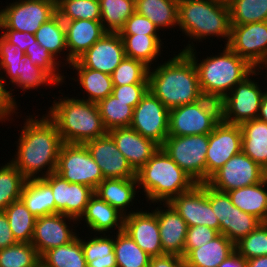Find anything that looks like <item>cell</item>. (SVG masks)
<instances>
[{"instance_id":"1","label":"cell","mask_w":267,"mask_h":267,"mask_svg":"<svg viewBox=\"0 0 267 267\" xmlns=\"http://www.w3.org/2000/svg\"><path fill=\"white\" fill-rule=\"evenodd\" d=\"M18 139L15 159L11 162L26 179L42 178L54 173L57 168L59 152L63 144L57 125L47 116L24 122ZM46 172L37 174L44 169Z\"/></svg>"},{"instance_id":"2","label":"cell","mask_w":267,"mask_h":267,"mask_svg":"<svg viewBox=\"0 0 267 267\" xmlns=\"http://www.w3.org/2000/svg\"><path fill=\"white\" fill-rule=\"evenodd\" d=\"M159 65L154 70L149 68L148 90L168 110L197 102L204 97L195 64L185 52L181 51Z\"/></svg>"},{"instance_id":"3","label":"cell","mask_w":267,"mask_h":267,"mask_svg":"<svg viewBox=\"0 0 267 267\" xmlns=\"http://www.w3.org/2000/svg\"><path fill=\"white\" fill-rule=\"evenodd\" d=\"M193 46L191 43L188 44L182 52H185L195 64L200 90L204 97L221 101L238 83L254 71L253 66L227 45L219 55L207 57L198 63Z\"/></svg>"},{"instance_id":"4","label":"cell","mask_w":267,"mask_h":267,"mask_svg":"<svg viewBox=\"0 0 267 267\" xmlns=\"http://www.w3.org/2000/svg\"><path fill=\"white\" fill-rule=\"evenodd\" d=\"M49 109L47 116L57 125L63 143L85 144L108 133L97 103L64 97Z\"/></svg>"},{"instance_id":"5","label":"cell","mask_w":267,"mask_h":267,"mask_svg":"<svg viewBox=\"0 0 267 267\" xmlns=\"http://www.w3.org/2000/svg\"><path fill=\"white\" fill-rule=\"evenodd\" d=\"M136 178L148 201L160 202V205L190 191L197 184L161 147L136 172Z\"/></svg>"},{"instance_id":"6","label":"cell","mask_w":267,"mask_h":267,"mask_svg":"<svg viewBox=\"0 0 267 267\" xmlns=\"http://www.w3.org/2000/svg\"><path fill=\"white\" fill-rule=\"evenodd\" d=\"M178 25L190 39L231 36L230 8L227 0H179Z\"/></svg>"},{"instance_id":"7","label":"cell","mask_w":267,"mask_h":267,"mask_svg":"<svg viewBox=\"0 0 267 267\" xmlns=\"http://www.w3.org/2000/svg\"><path fill=\"white\" fill-rule=\"evenodd\" d=\"M220 122V101L203 97L197 102L169 110L168 136L209 134Z\"/></svg>"},{"instance_id":"8","label":"cell","mask_w":267,"mask_h":267,"mask_svg":"<svg viewBox=\"0 0 267 267\" xmlns=\"http://www.w3.org/2000/svg\"><path fill=\"white\" fill-rule=\"evenodd\" d=\"M208 134L167 136L160 146L197 184L206 183Z\"/></svg>"},{"instance_id":"9","label":"cell","mask_w":267,"mask_h":267,"mask_svg":"<svg viewBox=\"0 0 267 267\" xmlns=\"http://www.w3.org/2000/svg\"><path fill=\"white\" fill-rule=\"evenodd\" d=\"M55 172L69 183L83 184L94 191L105 179L85 144L63 143Z\"/></svg>"},{"instance_id":"10","label":"cell","mask_w":267,"mask_h":267,"mask_svg":"<svg viewBox=\"0 0 267 267\" xmlns=\"http://www.w3.org/2000/svg\"><path fill=\"white\" fill-rule=\"evenodd\" d=\"M56 13V0H18L0 10V29L35 34Z\"/></svg>"},{"instance_id":"11","label":"cell","mask_w":267,"mask_h":267,"mask_svg":"<svg viewBox=\"0 0 267 267\" xmlns=\"http://www.w3.org/2000/svg\"><path fill=\"white\" fill-rule=\"evenodd\" d=\"M256 73L259 75V72L254 70L220 101L221 121L240 125L257 118L264 92L260 90L258 82L250 79V76H256Z\"/></svg>"},{"instance_id":"12","label":"cell","mask_w":267,"mask_h":267,"mask_svg":"<svg viewBox=\"0 0 267 267\" xmlns=\"http://www.w3.org/2000/svg\"><path fill=\"white\" fill-rule=\"evenodd\" d=\"M267 172L242 151L232 156L206 182L210 187L228 192L260 183Z\"/></svg>"},{"instance_id":"13","label":"cell","mask_w":267,"mask_h":267,"mask_svg":"<svg viewBox=\"0 0 267 267\" xmlns=\"http://www.w3.org/2000/svg\"><path fill=\"white\" fill-rule=\"evenodd\" d=\"M169 110L149 90L133 109L130 128L162 145L169 133Z\"/></svg>"},{"instance_id":"14","label":"cell","mask_w":267,"mask_h":267,"mask_svg":"<svg viewBox=\"0 0 267 267\" xmlns=\"http://www.w3.org/2000/svg\"><path fill=\"white\" fill-rule=\"evenodd\" d=\"M184 219L188 227L205 225L220 233V223L209 202V185L196 184L190 191L168 202Z\"/></svg>"},{"instance_id":"15","label":"cell","mask_w":267,"mask_h":267,"mask_svg":"<svg viewBox=\"0 0 267 267\" xmlns=\"http://www.w3.org/2000/svg\"><path fill=\"white\" fill-rule=\"evenodd\" d=\"M209 146L206 155V182L232 156L242 151V130L240 125L221 121L208 134Z\"/></svg>"},{"instance_id":"16","label":"cell","mask_w":267,"mask_h":267,"mask_svg":"<svg viewBox=\"0 0 267 267\" xmlns=\"http://www.w3.org/2000/svg\"><path fill=\"white\" fill-rule=\"evenodd\" d=\"M227 46L255 68L267 59V21L231 25Z\"/></svg>"},{"instance_id":"17","label":"cell","mask_w":267,"mask_h":267,"mask_svg":"<svg viewBox=\"0 0 267 267\" xmlns=\"http://www.w3.org/2000/svg\"><path fill=\"white\" fill-rule=\"evenodd\" d=\"M42 179L52 189L55 214L61 213L79 220L86 210L87 203L94 195V190L83 184L69 183L56 172Z\"/></svg>"},{"instance_id":"18","label":"cell","mask_w":267,"mask_h":267,"mask_svg":"<svg viewBox=\"0 0 267 267\" xmlns=\"http://www.w3.org/2000/svg\"><path fill=\"white\" fill-rule=\"evenodd\" d=\"M85 146L105 179L136 178V172L108 133L86 142Z\"/></svg>"},{"instance_id":"19","label":"cell","mask_w":267,"mask_h":267,"mask_svg":"<svg viewBox=\"0 0 267 267\" xmlns=\"http://www.w3.org/2000/svg\"><path fill=\"white\" fill-rule=\"evenodd\" d=\"M66 220L78 222L77 219L61 213L36 218L31 244L40 257L52 248L70 243L79 235L72 231L74 229L70 230Z\"/></svg>"},{"instance_id":"20","label":"cell","mask_w":267,"mask_h":267,"mask_svg":"<svg viewBox=\"0 0 267 267\" xmlns=\"http://www.w3.org/2000/svg\"><path fill=\"white\" fill-rule=\"evenodd\" d=\"M126 57L119 33L107 32L77 60L85 67L111 75Z\"/></svg>"},{"instance_id":"21","label":"cell","mask_w":267,"mask_h":267,"mask_svg":"<svg viewBox=\"0 0 267 267\" xmlns=\"http://www.w3.org/2000/svg\"><path fill=\"white\" fill-rule=\"evenodd\" d=\"M123 230L149 256L163 255L159 225L155 210L151 212L129 211L124 216Z\"/></svg>"},{"instance_id":"22","label":"cell","mask_w":267,"mask_h":267,"mask_svg":"<svg viewBox=\"0 0 267 267\" xmlns=\"http://www.w3.org/2000/svg\"><path fill=\"white\" fill-rule=\"evenodd\" d=\"M108 134L135 172L139 171L160 148L156 142L143 137L130 127L112 129Z\"/></svg>"},{"instance_id":"23","label":"cell","mask_w":267,"mask_h":267,"mask_svg":"<svg viewBox=\"0 0 267 267\" xmlns=\"http://www.w3.org/2000/svg\"><path fill=\"white\" fill-rule=\"evenodd\" d=\"M66 29L67 64L77 60L107 31L100 20L63 21Z\"/></svg>"},{"instance_id":"24","label":"cell","mask_w":267,"mask_h":267,"mask_svg":"<svg viewBox=\"0 0 267 267\" xmlns=\"http://www.w3.org/2000/svg\"><path fill=\"white\" fill-rule=\"evenodd\" d=\"M164 205H166V210L162 207L154 209L157 215L163 253L184 257L188 225L169 203H163Z\"/></svg>"},{"instance_id":"25","label":"cell","mask_w":267,"mask_h":267,"mask_svg":"<svg viewBox=\"0 0 267 267\" xmlns=\"http://www.w3.org/2000/svg\"><path fill=\"white\" fill-rule=\"evenodd\" d=\"M82 219H85L87 227L96 234H105L113 228H117V232L123 230L124 215L95 194L90 198L84 214L78 221Z\"/></svg>"},{"instance_id":"26","label":"cell","mask_w":267,"mask_h":267,"mask_svg":"<svg viewBox=\"0 0 267 267\" xmlns=\"http://www.w3.org/2000/svg\"><path fill=\"white\" fill-rule=\"evenodd\" d=\"M235 251V244L223 234L201 247L191 249L184 257L188 267H218Z\"/></svg>"},{"instance_id":"27","label":"cell","mask_w":267,"mask_h":267,"mask_svg":"<svg viewBox=\"0 0 267 267\" xmlns=\"http://www.w3.org/2000/svg\"><path fill=\"white\" fill-rule=\"evenodd\" d=\"M135 188H140L137 178L104 179L96 187L94 194L127 216L126 207H129L131 202L134 203L137 190Z\"/></svg>"},{"instance_id":"28","label":"cell","mask_w":267,"mask_h":267,"mask_svg":"<svg viewBox=\"0 0 267 267\" xmlns=\"http://www.w3.org/2000/svg\"><path fill=\"white\" fill-rule=\"evenodd\" d=\"M242 152L267 172V123L258 118L240 124Z\"/></svg>"},{"instance_id":"29","label":"cell","mask_w":267,"mask_h":267,"mask_svg":"<svg viewBox=\"0 0 267 267\" xmlns=\"http://www.w3.org/2000/svg\"><path fill=\"white\" fill-rule=\"evenodd\" d=\"M267 176L251 186L228 191L231 202L245 213L252 214L264 222L267 218Z\"/></svg>"},{"instance_id":"30","label":"cell","mask_w":267,"mask_h":267,"mask_svg":"<svg viewBox=\"0 0 267 267\" xmlns=\"http://www.w3.org/2000/svg\"><path fill=\"white\" fill-rule=\"evenodd\" d=\"M20 199L36 218L55 214L52 189L42 178L27 179Z\"/></svg>"},{"instance_id":"31","label":"cell","mask_w":267,"mask_h":267,"mask_svg":"<svg viewBox=\"0 0 267 267\" xmlns=\"http://www.w3.org/2000/svg\"><path fill=\"white\" fill-rule=\"evenodd\" d=\"M70 65L78 72L76 76L80 87L88 93V98H82V100L98 103L112 94L113 82L111 75L85 68L78 60L73 61Z\"/></svg>"},{"instance_id":"32","label":"cell","mask_w":267,"mask_h":267,"mask_svg":"<svg viewBox=\"0 0 267 267\" xmlns=\"http://www.w3.org/2000/svg\"><path fill=\"white\" fill-rule=\"evenodd\" d=\"M178 1L135 0V9L138 14L147 17L158 29L173 28L178 25Z\"/></svg>"},{"instance_id":"33","label":"cell","mask_w":267,"mask_h":267,"mask_svg":"<svg viewBox=\"0 0 267 267\" xmlns=\"http://www.w3.org/2000/svg\"><path fill=\"white\" fill-rule=\"evenodd\" d=\"M128 58L144 62L151 66L161 55L162 41L159 35H120ZM161 42V43H160Z\"/></svg>"},{"instance_id":"34","label":"cell","mask_w":267,"mask_h":267,"mask_svg":"<svg viewBox=\"0 0 267 267\" xmlns=\"http://www.w3.org/2000/svg\"><path fill=\"white\" fill-rule=\"evenodd\" d=\"M78 237L66 245L46 251L40 257V263L44 267H87L81 238Z\"/></svg>"},{"instance_id":"35","label":"cell","mask_w":267,"mask_h":267,"mask_svg":"<svg viewBox=\"0 0 267 267\" xmlns=\"http://www.w3.org/2000/svg\"><path fill=\"white\" fill-rule=\"evenodd\" d=\"M81 239L82 250L87 267H117L114 253V238L103 234L99 237ZM112 238V239H111Z\"/></svg>"},{"instance_id":"36","label":"cell","mask_w":267,"mask_h":267,"mask_svg":"<svg viewBox=\"0 0 267 267\" xmlns=\"http://www.w3.org/2000/svg\"><path fill=\"white\" fill-rule=\"evenodd\" d=\"M97 105L107 131L130 127L133 119V108L130 106V102H123L110 94L100 100Z\"/></svg>"},{"instance_id":"37","label":"cell","mask_w":267,"mask_h":267,"mask_svg":"<svg viewBox=\"0 0 267 267\" xmlns=\"http://www.w3.org/2000/svg\"><path fill=\"white\" fill-rule=\"evenodd\" d=\"M4 213L17 242L31 243L36 217L26 208L21 199L12 202Z\"/></svg>"},{"instance_id":"38","label":"cell","mask_w":267,"mask_h":267,"mask_svg":"<svg viewBox=\"0 0 267 267\" xmlns=\"http://www.w3.org/2000/svg\"><path fill=\"white\" fill-rule=\"evenodd\" d=\"M116 234L114 253L117 267H148L151 256L144 252L124 230Z\"/></svg>"},{"instance_id":"39","label":"cell","mask_w":267,"mask_h":267,"mask_svg":"<svg viewBox=\"0 0 267 267\" xmlns=\"http://www.w3.org/2000/svg\"><path fill=\"white\" fill-rule=\"evenodd\" d=\"M101 23L107 32L119 33L136 11L135 0H99Z\"/></svg>"},{"instance_id":"40","label":"cell","mask_w":267,"mask_h":267,"mask_svg":"<svg viewBox=\"0 0 267 267\" xmlns=\"http://www.w3.org/2000/svg\"><path fill=\"white\" fill-rule=\"evenodd\" d=\"M36 41L53 54L56 59L58 53L67 50L66 29L63 20L56 13L47 22H44L35 32Z\"/></svg>"},{"instance_id":"41","label":"cell","mask_w":267,"mask_h":267,"mask_svg":"<svg viewBox=\"0 0 267 267\" xmlns=\"http://www.w3.org/2000/svg\"><path fill=\"white\" fill-rule=\"evenodd\" d=\"M26 181L11 161L0 167V211H4L12 202L20 199Z\"/></svg>"},{"instance_id":"42","label":"cell","mask_w":267,"mask_h":267,"mask_svg":"<svg viewBox=\"0 0 267 267\" xmlns=\"http://www.w3.org/2000/svg\"><path fill=\"white\" fill-rule=\"evenodd\" d=\"M231 25L267 21V0H227Z\"/></svg>"},{"instance_id":"43","label":"cell","mask_w":267,"mask_h":267,"mask_svg":"<svg viewBox=\"0 0 267 267\" xmlns=\"http://www.w3.org/2000/svg\"><path fill=\"white\" fill-rule=\"evenodd\" d=\"M56 11L63 21L101 19L99 0H56Z\"/></svg>"},{"instance_id":"44","label":"cell","mask_w":267,"mask_h":267,"mask_svg":"<svg viewBox=\"0 0 267 267\" xmlns=\"http://www.w3.org/2000/svg\"><path fill=\"white\" fill-rule=\"evenodd\" d=\"M40 256L31 243L17 242L0 250V267H38Z\"/></svg>"},{"instance_id":"45","label":"cell","mask_w":267,"mask_h":267,"mask_svg":"<svg viewBox=\"0 0 267 267\" xmlns=\"http://www.w3.org/2000/svg\"><path fill=\"white\" fill-rule=\"evenodd\" d=\"M149 68L142 61L125 57L111 74L113 86L148 83Z\"/></svg>"},{"instance_id":"46","label":"cell","mask_w":267,"mask_h":267,"mask_svg":"<svg viewBox=\"0 0 267 267\" xmlns=\"http://www.w3.org/2000/svg\"><path fill=\"white\" fill-rule=\"evenodd\" d=\"M18 79L13 83L23 90L40 88L41 85H57L58 83L41 67L32 64L27 55H23L19 63Z\"/></svg>"},{"instance_id":"47","label":"cell","mask_w":267,"mask_h":267,"mask_svg":"<svg viewBox=\"0 0 267 267\" xmlns=\"http://www.w3.org/2000/svg\"><path fill=\"white\" fill-rule=\"evenodd\" d=\"M262 221L256 216L241 211L229 197L228 239L234 244L255 230Z\"/></svg>"},{"instance_id":"48","label":"cell","mask_w":267,"mask_h":267,"mask_svg":"<svg viewBox=\"0 0 267 267\" xmlns=\"http://www.w3.org/2000/svg\"><path fill=\"white\" fill-rule=\"evenodd\" d=\"M235 251L244 259L267 256V225L262 222L246 237L235 243Z\"/></svg>"},{"instance_id":"49","label":"cell","mask_w":267,"mask_h":267,"mask_svg":"<svg viewBox=\"0 0 267 267\" xmlns=\"http://www.w3.org/2000/svg\"><path fill=\"white\" fill-rule=\"evenodd\" d=\"M25 54L31 60L32 64L45 70L58 84L64 82V74H60L59 62L47 49L41 46L37 41L28 46Z\"/></svg>"},{"instance_id":"50","label":"cell","mask_w":267,"mask_h":267,"mask_svg":"<svg viewBox=\"0 0 267 267\" xmlns=\"http://www.w3.org/2000/svg\"><path fill=\"white\" fill-rule=\"evenodd\" d=\"M25 52L18 45L9 43L0 34V68L6 72L5 76L12 84L18 79L19 63Z\"/></svg>"},{"instance_id":"51","label":"cell","mask_w":267,"mask_h":267,"mask_svg":"<svg viewBox=\"0 0 267 267\" xmlns=\"http://www.w3.org/2000/svg\"><path fill=\"white\" fill-rule=\"evenodd\" d=\"M209 202L220 223V233L228 238L229 195L209 186Z\"/></svg>"},{"instance_id":"52","label":"cell","mask_w":267,"mask_h":267,"mask_svg":"<svg viewBox=\"0 0 267 267\" xmlns=\"http://www.w3.org/2000/svg\"><path fill=\"white\" fill-rule=\"evenodd\" d=\"M160 30L147 17L136 11L126 20L124 27L119 31L120 35H158Z\"/></svg>"},{"instance_id":"53","label":"cell","mask_w":267,"mask_h":267,"mask_svg":"<svg viewBox=\"0 0 267 267\" xmlns=\"http://www.w3.org/2000/svg\"><path fill=\"white\" fill-rule=\"evenodd\" d=\"M219 234L220 233L217 230L207 227L205 225L188 227L184 246V256L191 249L201 247L207 242L213 240Z\"/></svg>"},{"instance_id":"54","label":"cell","mask_w":267,"mask_h":267,"mask_svg":"<svg viewBox=\"0 0 267 267\" xmlns=\"http://www.w3.org/2000/svg\"><path fill=\"white\" fill-rule=\"evenodd\" d=\"M147 91L148 83H134L113 86L112 95L123 102H130V106L134 109Z\"/></svg>"},{"instance_id":"55","label":"cell","mask_w":267,"mask_h":267,"mask_svg":"<svg viewBox=\"0 0 267 267\" xmlns=\"http://www.w3.org/2000/svg\"><path fill=\"white\" fill-rule=\"evenodd\" d=\"M5 80L6 78L0 76V122L2 120L4 122L5 120L9 121L8 117L16 113L15 110H17V103L12 97L11 91L6 89Z\"/></svg>"},{"instance_id":"56","label":"cell","mask_w":267,"mask_h":267,"mask_svg":"<svg viewBox=\"0 0 267 267\" xmlns=\"http://www.w3.org/2000/svg\"><path fill=\"white\" fill-rule=\"evenodd\" d=\"M1 34L9 43L18 45L22 51H26L28 46L32 45L35 41V35L26 32H19L12 29H4ZM6 31V32H5Z\"/></svg>"},{"instance_id":"57","label":"cell","mask_w":267,"mask_h":267,"mask_svg":"<svg viewBox=\"0 0 267 267\" xmlns=\"http://www.w3.org/2000/svg\"><path fill=\"white\" fill-rule=\"evenodd\" d=\"M148 267H184V259L177 255L163 254L151 257Z\"/></svg>"},{"instance_id":"58","label":"cell","mask_w":267,"mask_h":267,"mask_svg":"<svg viewBox=\"0 0 267 267\" xmlns=\"http://www.w3.org/2000/svg\"><path fill=\"white\" fill-rule=\"evenodd\" d=\"M16 243L17 241L9 227L8 219L4 211H0V250Z\"/></svg>"},{"instance_id":"59","label":"cell","mask_w":267,"mask_h":267,"mask_svg":"<svg viewBox=\"0 0 267 267\" xmlns=\"http://www.w3.org/2000/svg\"><path fill=\"white\" fill-rule=\"evenodd\" d=\"M218 267H247V260L234 251Z\"/></svg>"},{"instance_id":"60","label":"cell","mask_w":267,"mask_h":267,"mask_svg":"<svg viewBox=\"0 0 267 267\" xmlns=\"http://www.w3.org/2000/svg\"><path fill=\"white\" fill-rule=\"evenodd\" d=\"M257 118L267 123V92H264Z\"/></svg>"},{"instance_id":"61","label":"cell","mask_w":267,"mask_h":267,"mask_svg":"<svg viewBox=\"0 0 267 267\" xmlns=\"http://www.w3.org/2000/svg\"><path fill=\"white\" fill-rule=\"evenodd\" d=\"M247 267H267V256H259L247 260Z\"/></svg>"},{"instance_id":"62","label":"cell","mask_w":267,"mask_h":267,"mask_svg":"<svg viewBox=\"0 0 267 267\" xmlns=\"http://www.w3.org/2000/svg\"><path fill=\"white\" fill-rule=\"evenodd\" d=\"M265 65V66H264ZM259 67V68H258ZM262 67L264 68V69H266L267 68V59L266 60H264V61H262L261 63H259L255 68H254V70L256 71V70H261L262 69ZM266 77H267V75H266ZM267 89V88H266ZM265 92H267L266 90H265Z\"/></svg>"}]
</instances>
